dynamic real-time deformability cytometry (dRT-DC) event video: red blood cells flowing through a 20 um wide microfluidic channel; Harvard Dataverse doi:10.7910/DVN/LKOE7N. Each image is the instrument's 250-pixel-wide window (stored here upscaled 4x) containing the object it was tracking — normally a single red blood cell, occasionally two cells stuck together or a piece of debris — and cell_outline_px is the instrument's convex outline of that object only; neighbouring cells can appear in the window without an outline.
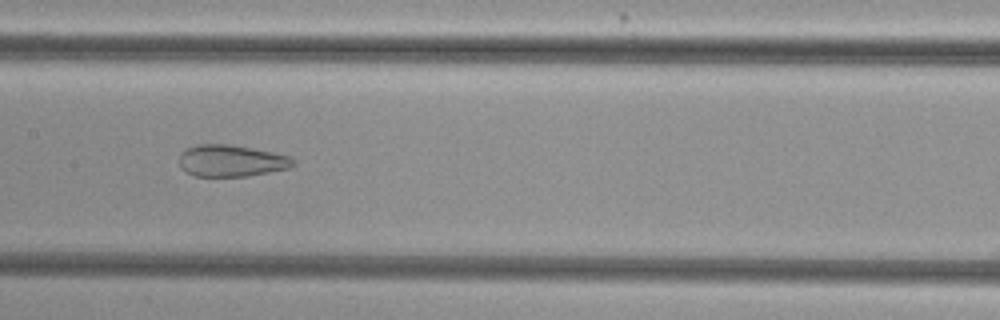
{"species": "common noctule bat (a hibernating species)", "species_latin": "Nyctalus noctula", "temperature_condition": "cold", "stored_images_in_passage": 36, "camera_frame_rate_fps": 3000, "um_per_image_px": 0.085, "animal": {"sex": "female", "body_mass_g": 29.2, "forearm_length_mm": 56.3}, "frame": {"image": 1, "passage_image": 9, "time_ms": 2.667, "image_size_px": [1000, 320], "cell_outline_px": [[296, 164], [292, 168], [248, 176], [192, 176], [184, 172], [180, 168], [180, 152], [188, 148], [200, 144], [228, 144], [252, 148], [292, 156], [296, 160]], "centroid_in_image_um": [19.69, 13.67], "position_along_channel_um": 187.7, "area_um2": 21.39}}
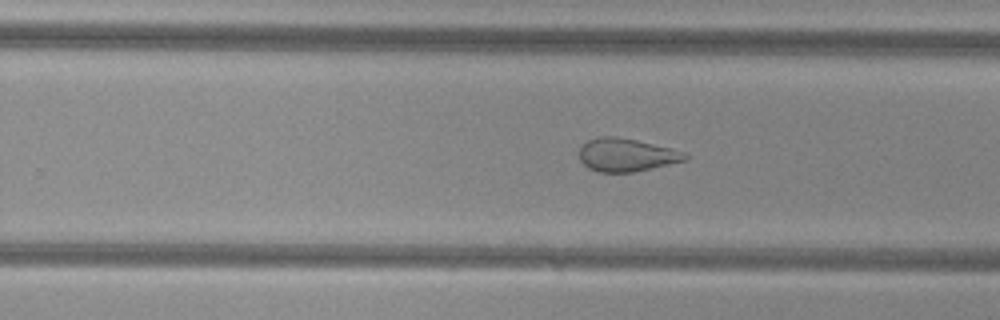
{"frame": {"image": 2, "passage_image": 16, "time_ms": 5.0, "image_size_px": [1000, 320], "cell_outline_px": [[688, 160], [652, 168], [632, 172], [600, 172], [588, 168], [580, 160], [580, 144], [588, 140], [600, 136], [616, 136], [636, 140], [672, 148], [684, 152], [688, 156]], "centroid_in_image_um": [53.24, 13.16], "position_along_channel_um": 276.6, "area_um2": 20.46}}
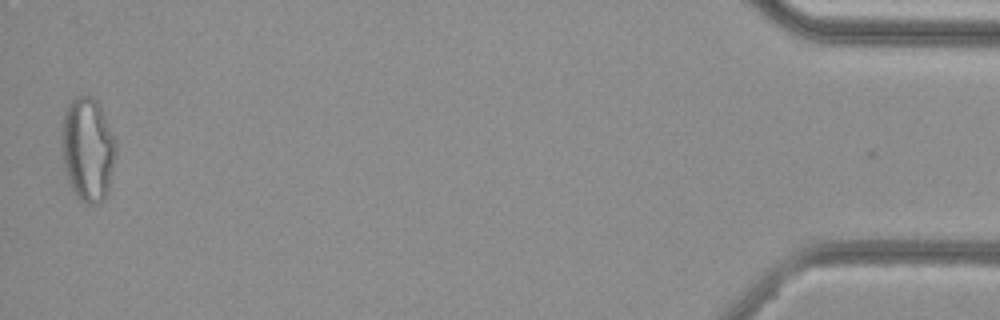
{"frame": {"image": 3, "passage_image": 35, "time_ms": 11.333, "image_size_px": [1000, 320], "cell_outline_px": [[116, 156], [108, 188], [104, 200], [100, 204], [88, 204], [80, 200], [76, 196], [68, 180], [64, 168], [60, 144], [60, 124], [64, 112], [68, 104], [76, 96], [92, 96], [96, 100], [116, 140]], "centroid_in_image_um": [7.42, 12.69], "position_along_channel_um": 427.8, "area_um2": 33.29}, "authors_computed_cell_mechanics": {"area_um2": 23.0044, "velocity_mm_per_s": 3.8115, "shape_relaxation_time_tau1_ms": null, "shape_relaxation_time_tau2_ms": 1.4063, "deformation_change_tau1": null, "deformation_change_tau2": 0.0864}}